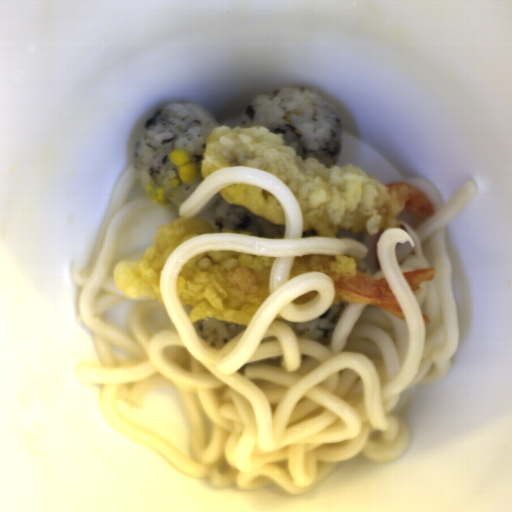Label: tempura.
<instances>
[{
	"mask_svg": "<svg viewBox=\"0 0 512 512\" xmlns=\"http://www.w3.org/2000/svg\"><path fill=\"white\" fill-rule=\"evenodd\" d=\"M275 258L210 249L185 262L176 279V298L190 323L216 319L247 328L269 294Z\"/></svg>",
	"mask_w": 512,
	"mask_h": 512,
	"instance_id": "2",
	"label": "tempura"
},
{
	"mask_svg": "<svg viewBox=\"0 0 512 512\" xmlns=\"http://www.w3.org/2000/svg\"><path fill=\"white\" fill-rule=\"evenodd\" d=\"M228 167L272 173L293 194L303 231L333 237L340 231L376 234L401 228L400 215L435 216L434 207L411 185L383 183L353 165L324 166L297 155L281 135L259 125H218L205 143L200 175Z\"/></svg>",
	"mask_w": 512,
	"mask_h": 512,
	"instance_id": "1",
	"label": "tempura"
},
{
	"mask_svg": "<svg viewBox=\"0 0 512 512\" xmlns=\"http://www.w3.org/2000/svg\"><path fill=\"white\" fill-rule=\"evenodd\" d=\"M437 273L434 268H424L414 271L403 272V277L410 286L413 293H420L422 291L423 282L433 281L435 274Z\"/></svg>",
	"mask_w": 512,
	"mask_h": 512,
	"instance_id": "6",
	"label": "tempura"
},
{
	"mask_svg": "<svg viewBox=\"0 0 512 512\" xmlns=\"http://www.w3.org/2000/svg\"><path fill=\"white\" fill-rule=\"evenodd\" d=\"M310 271L325 273L331 277L334 285V300L331 305L364 303L406 321L385 276L380 279L372 278L359 270L354 259L315 254L297 256L293 260L289 280Z\"/></svg>",
	"mask_w": 512,
	"mask_h": 512,
	"instance_id": "4",
	"label": "tempura"
},
{
	"mask_svg": "<svg viewBox=\"0 0 512 512\" xmlns=\"http://www.w3.org/2000/svg\"><path fill=\"white\" fill-rule=\"evenodd\" d=\"M227 203H240L254 216L275 225H286L281 202L276 196L258 186L245 183L225 185L217 192Z\"/></svg>",
	"mask_w": 512,
	"mask_h": 512,
	"instance_id": "5",
	"label": "tempura"
},
{
	"mask_svg": "<svg viewBox=\"0 0 512 512\" xmlns=\"http://www.w3.org/2000/svg\"><path fill=\"white\" fill-rule=\"evenodd\" d=\"M318 294H319L318 291L313 290V291L302 294L301 296L292 300V302H293V304H297V305L311 302Z\"/></svg>",
	"mask_w": 512,
	"mask_h": 512,
	"instance_id": "7",
	"label": "tempura"
},
{
	"mask_svg": "<svg viewBox=\"0 0 512 512\" xmlns=\"http://www.w3.org/2000/svg\"><path fill=\"white\" fill-rule=\"evenodd\" d=\"M210 233H234L252 236L255 233L222 229L214 231L203 218H181L157 228L152 243L145 249L137 262L122 261L112 271L115 287L131 299L138 297L163 301L159 283L171 251L196 235Z\"/></svg>",
	"mask_w": 512,
	"mask_h": 512,
	"instance_id": "3",
	"label": "tempura"
},
{
	"mask_svg": "<svg viewBox=\"0 0 512 512\" xmlns=\"http://www.w3.org/2000/svg\"><path fill=\"white\" fill-rule=\"evenodd\" d=\"M422 316H423L424 326L425 325H429L430 323H432L428 315L423 313Z\"/></svg>",
	"mask_w": 512,
	"mask_h": 512,
	"instance_id": "8",
	"label": "tempura"
}]
</instances>
